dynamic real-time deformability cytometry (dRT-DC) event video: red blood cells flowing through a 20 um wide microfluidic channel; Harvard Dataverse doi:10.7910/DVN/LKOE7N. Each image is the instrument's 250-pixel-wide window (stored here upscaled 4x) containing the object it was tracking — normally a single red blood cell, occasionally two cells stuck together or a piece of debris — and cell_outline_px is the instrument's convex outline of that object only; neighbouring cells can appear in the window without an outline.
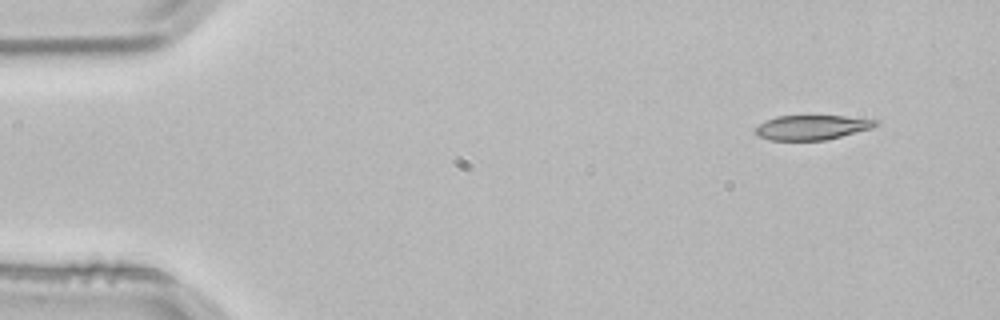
{"species": "common noctule bat (a hibernating species)", "species_latin": "Nyctalus noctula", "temperature_condition": "room temperature", "stored_images_in_passage": 3, "camera_frame_rate_fps": 3000, "um_per_image_px": 0.085, "animal": {"sex": "male", "body_mass_g": 21.5, "forearm_length_mm": 52.0}, "frame": {"image": 1, "passage_image": 1, "time_ms": 0.0, "image_size_px": [1000, 320], "cell_outline_px": [[880, 124], [872, 128], [824, 140], [772, 140], [760, 136], [756, 132], [756, 128], [760, 124], [776, 116], [844, 116], [880, 120]], "centroid_in_image_um": [69.08, 10.82], "position_along_channel_um": 15.9, "area_um2": 16.99}}
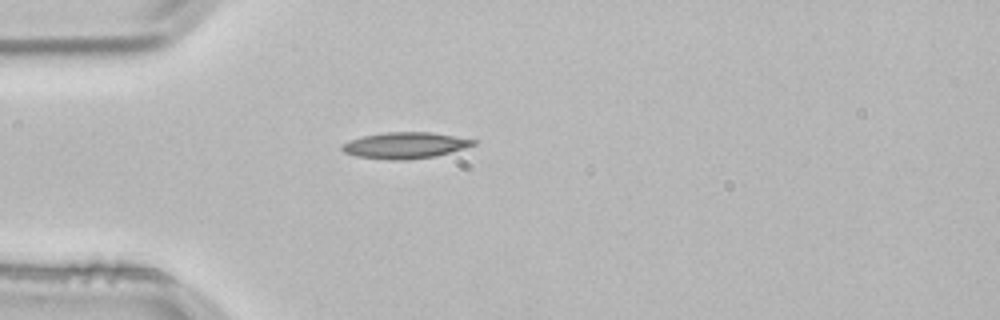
{"frame": {"image": 2, "passage_image": 3, "time_ms": 0.667, "image_size_px": [1000, 320], "cell_outline_px": [[476, 144], [464, 148], [436, 156], [404, 160], [388, 160], [356, 156], [344, 152], [340, 148], [344, 144], [352, 140], [364, 136], [384, 132], [432, 132], [476, 140]], "centroid_in_image_um": [34.44, 12.36], "position_along_channel_um": 50.6, "area_um2": 19.88}}